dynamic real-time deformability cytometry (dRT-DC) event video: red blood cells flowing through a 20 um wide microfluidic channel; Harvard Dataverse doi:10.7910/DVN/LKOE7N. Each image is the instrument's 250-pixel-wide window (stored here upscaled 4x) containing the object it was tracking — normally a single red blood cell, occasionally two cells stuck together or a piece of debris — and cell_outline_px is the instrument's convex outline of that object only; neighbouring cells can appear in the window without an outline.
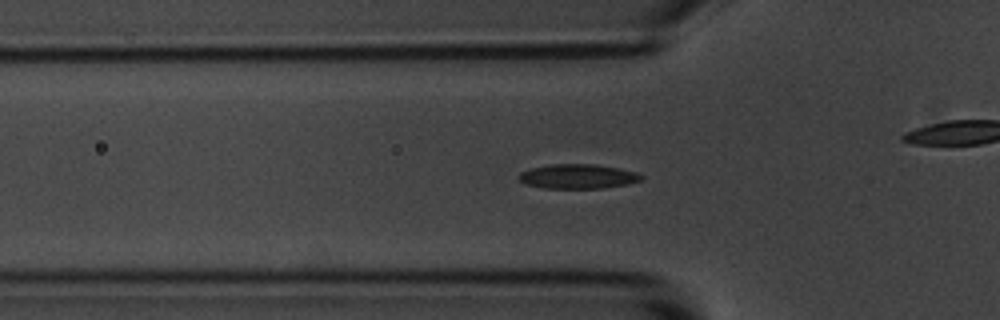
{"species": "common noctule bat (a hibernating species)", "species_latin": "Nyctalus noctula", "temperature_condition": "room temperature", "stored_images_in_passage": 55, "camera_frame_rate_fps": 3000, "um_per_image_px": 0.085, "animal": {"sex": "male", "body_mass_g": 20.1, "forearm_length_mm": 53.5}, "frame": {"image": 1, "passage_image": 17, "time_ms": 5.333, "image_size_px": [1000, 320], "cell_outline_px": [[644, 176], [640, 180], [628, 184], [600, 188], [544, 188], [528, 184], [520, 180], [516, 176], [520, 172], [532, 168], [552, 164], [596, 164], [620, 168], [636, 172]], "centroid_in_image_um": [49.13, 14.98], "position_along_channel_um": 76.7, "area_um2": 17.4}}
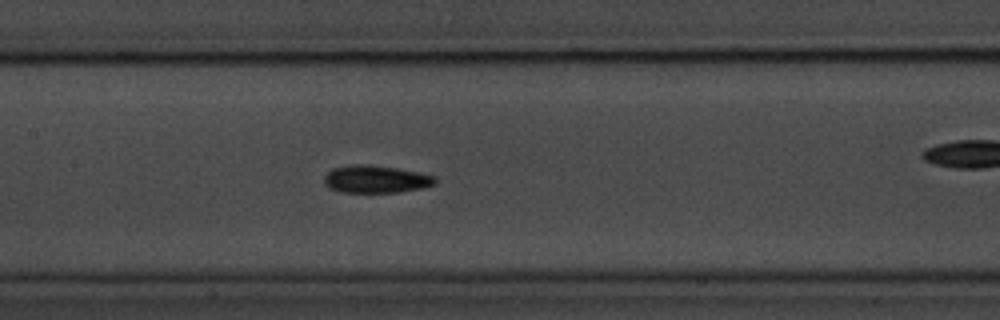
{"frame": {"image": 2, "passage_image": 25, "time_ms": 8.0, "image_size_px": [1000, 320], "cell_outline_px": [[436, 184], [420, 188], [400, 192], [344, 192], [328, 188], [324, 184], [324, 176], [332, 168], [352, 164], [368, 164], [396, 168], [420, 172], [436, 176]], "centroid_in_image_um": [31.94, 15.22], "position_along_channel_um": 175.5, "area_um2": 17.92}}
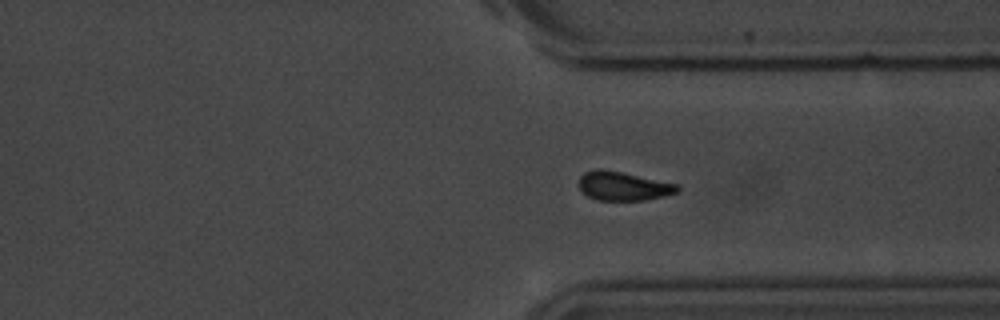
{"frame": {"image": 3, "passage_image": 40, "time_ms": 13.0, "image_size_px": [1000, 320], "cell_outline_px": [[680, 192], [648, 200], [596, 200], [588, 196], [580, 188], [580, 176], [584, 172], [596, 168], [600, 168], [680, 184]], "centroid_in_image_um": [53.03, 15.82], "position_along_channel_um": 358.4, "area_um2": 16.65}, "authors_computed_cell_mechanics": {"area_um2": 17.1088, "velocity_mm_per_s": 3.6622, "shape_relaxation_time_tau1_ms": 2.4715, "shape_relaxation_time_tau2_ms": null, "deformation_change_tau1": 0.0949, "deformation_change_tau2": null}}